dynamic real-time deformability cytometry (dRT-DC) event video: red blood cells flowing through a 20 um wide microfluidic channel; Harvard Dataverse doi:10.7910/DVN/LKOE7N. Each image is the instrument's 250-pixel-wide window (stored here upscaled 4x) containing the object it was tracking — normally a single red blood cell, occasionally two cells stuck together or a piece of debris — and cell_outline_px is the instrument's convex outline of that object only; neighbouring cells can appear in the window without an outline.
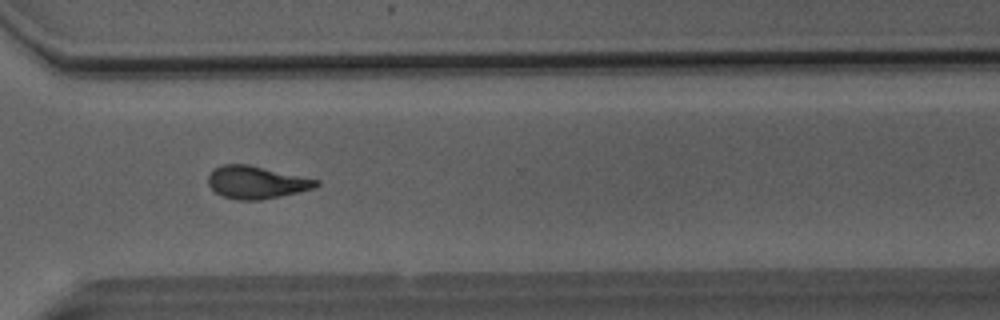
{"species": "Egyptian fruit bat (a non-hibernating species)", "species_latin": "Rousettus aegyptiacus", "temperature_condition": "room temperature", "stored_images_in_passage": 41, "camera_frame_rate_fps": 3000, "um_per_image_px": 0.085, "animal": {"sex": "male"}, "frame": {"image": 1, "passage_image": 35, "time_ms": 11.333, "image_size_px": [1000, 320], "cell_outline_px": [[320, 184], [316, 188], [280, 196], [260, 200], [236, 200], [220, 196], [208, 184], [208, 176], [212, 168], [224, 164], [248, 164], [320, 180]], "centroid_in_image_um": [21.78, 15.5], "position_along_channel_um": 348.8, "area_um2": 20.69}}
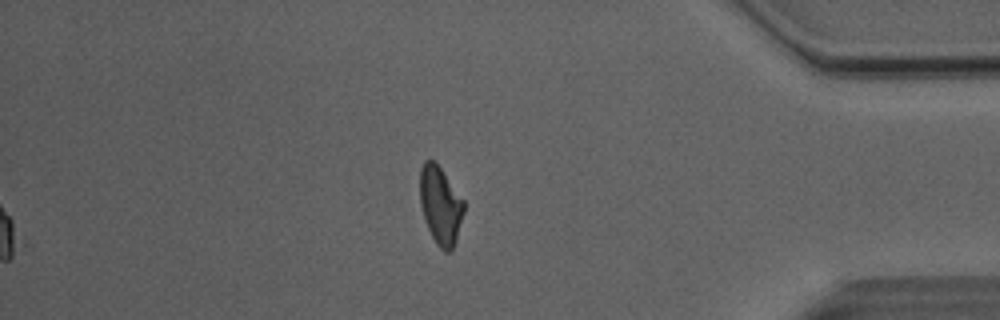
{"frame": {"image": 2, "passage_image": 41, "time_ms": 13.333, "image_size_px": [1000, 320], "cell_outline_px": [[464, 212], [456, 240], [452, 252], [444, 252], [436, 244], [428, 228], [420, 204], [420, 168], [424, 160], [432, 160], [440, 168], [464, 200]], "centroid_in_image_um": [37.44, 17.48], "position_along_channel_um": 397.8, "area_um2": 19.83}, "authors_computed_cell_mechanics": {"area_um2": 20.8658, "velocity_mm_per_s": 4.0893, "shape_relaxation_time_tau1_ms": null, "shape_relaxation_time_tau2_ms": 2.7639, "deformation_change_tau1": null, "deformation_change_tau2": 0.1199}}